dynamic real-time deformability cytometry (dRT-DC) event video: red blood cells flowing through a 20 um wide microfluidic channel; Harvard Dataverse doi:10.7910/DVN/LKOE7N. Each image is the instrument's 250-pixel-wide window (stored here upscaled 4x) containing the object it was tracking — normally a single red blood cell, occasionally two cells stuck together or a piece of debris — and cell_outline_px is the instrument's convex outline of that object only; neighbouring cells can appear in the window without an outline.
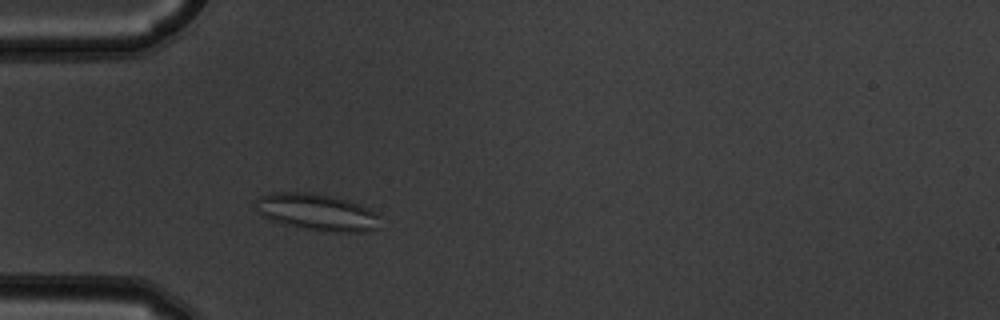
{"species": "common noctule bat (a hibernating species)", "species_latin": "Nyctalus noctula", "temperature_condition": "warm", "stored_images_in_passage": 3, "camera_frame_rate_fps": 3000, "um_per_image_px": 0.085, "animal": {"sex": "male", "body_mass_g": 19.5, "forearm_length_mm": 54.6}, "frame": {"image": 1, "passage_image": 3, "time_ms": 0.667, "image_size_px": [1000, 320], "cell_outline_px": [[380, 228], [364, 232], [328, 232], [304, 228], [284, 224], [272, 220], [264, 216], [260, 212], [256, 200], [260, 196], [272, 192], [308, 192], [332, 196], [348, 200], [360, 204], [376, 212]], "centroid_in_image_um": [26.99, 18.03], "position_along_channel_um": 58.0, "area_um2": 26.53}}